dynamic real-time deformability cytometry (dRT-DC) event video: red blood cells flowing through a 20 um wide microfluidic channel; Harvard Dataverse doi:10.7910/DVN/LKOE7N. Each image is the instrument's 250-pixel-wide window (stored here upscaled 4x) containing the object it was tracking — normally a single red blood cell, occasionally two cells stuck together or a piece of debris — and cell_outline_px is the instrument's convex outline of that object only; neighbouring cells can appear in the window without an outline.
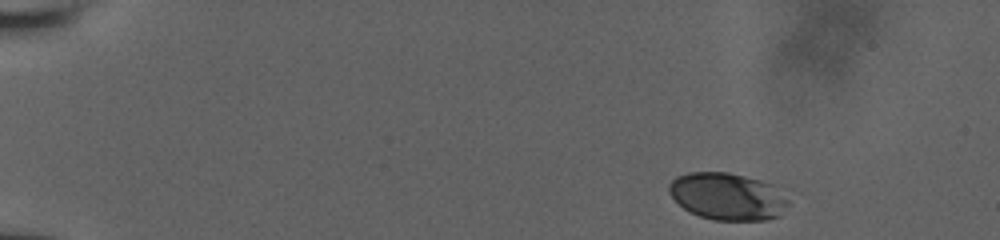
{"species": "human", "species_latin": "Homo sapiens", "temperature_condition": "room temperature", "stored_images_in_passage": 49, "camera_frame_rate_fps": 3000, "um_per_image_px": 0.085, "donor": {"sex": "male"}, "frame": {"image": 1, "passage_image": 1, "time_ms": 0.0, "image_size_px": [1000, 240], "cell_outline_px": [[792, 204], [780, 216], [764, 220], [716, 220], [700, 216], [684, 208], [668, 192], [668, 184], [676, 176], [688, 172], [728, 172], [760, 180], [772, 184]], "centroid_in_image_um": [61.86, 16.69], "position_along_channel_um": 23.1, "area_um2": 32.83}}
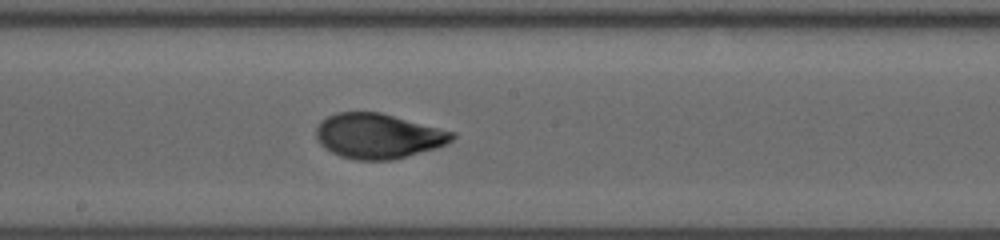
{"frame": {"image": 2, "passage_image": 26, "time_ms": 8.333, "image_size_px": [1000, 240], "cell_outline_px": [[456, 136], [452, 140], [436, 148], [392, 160], [356, 160], [340, 156], [324, 148], [320, 144], [316, 136], [316, 128], [320, 120], [336, 112], [380, 112], [456, 132]], "centroid_in_image_um": [32.13, 11.55], "position_along_channel_um": 216.1, "area_um2": 35.72}}
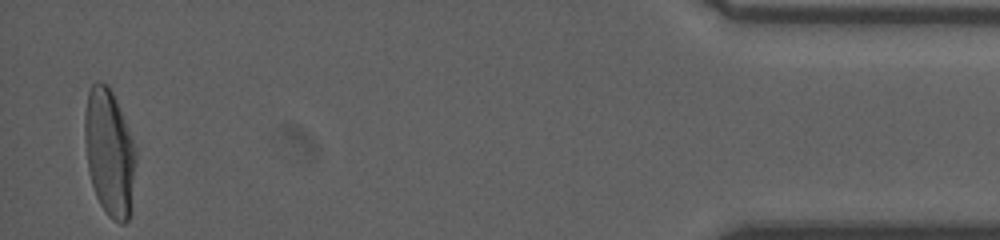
{"frame": {"image": 3, "passage_image": 48, "time_ms": 15.667, "image_size_px": [1000, 240], "cell_outline_px": [[136, 164], [128, 220], [124, 224], [120, 224], [112, 220], [108, 216], [100, 204], [96, 196], [92, 184], [88, 168], [84, 136], [84, 116], [88, 92], [92, 84], [96, 80], [108, 84], [112, 92], [124, 120], [132, 140], [136, 152]], "centroid_in_image_um": [9.28, 12.97], "position_along_channel_um": 425.9, "area_um2": 37.51}, "authors_computed_cell_mechanics": {"area_um2": 35.3158, "velocity_mm_per_s": 3.8734, "shape_relaxation_time_tau1_ms": 5.8388, "shape_relaxation_time_tau2_ms": 0.7266, "deformation_change_tau1": 0.197, "deformation_change_tau2": 0.0501}}